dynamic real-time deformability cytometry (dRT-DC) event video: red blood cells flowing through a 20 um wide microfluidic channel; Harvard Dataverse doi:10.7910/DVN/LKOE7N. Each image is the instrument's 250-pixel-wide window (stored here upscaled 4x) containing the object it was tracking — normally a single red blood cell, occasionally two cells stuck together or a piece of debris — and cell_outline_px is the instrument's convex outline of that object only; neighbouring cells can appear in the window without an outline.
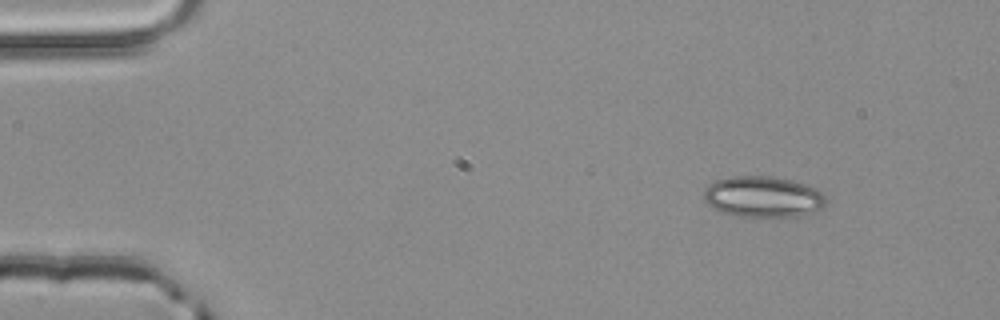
{"species": "common noctule bat (a hibernating species)", "species_latin": "Nyctalus noctula", "temperature_condition": "room temperature", "stored_images_in_passage": 4, "segment_of_instrument_passage": [1, 2], "camera_frame_rate_fps": 3000, "um_per_image_px": 0.085, "animal": {"sex": "male", "body_mass_g": 20.4}, "frame": {"image": 1, "passage_image": 1, "time_ms": 0.0, "image_size_px": [1000, 320], "cell_outline_px": [[824, 204], [820, 208], [812, 212], [800, 216], [740, 216], [724, 212], [708, 204], [704, 200], [704, 188], [708, 184], [716, 180], [732, 176], [768, 176], [788, 180], [804, 184], [816, 188], [824, 196]], "centroid_in_image_um": [64.82, 16.71], "position_along_channel_um": 20.2, "area_um2": 28.67}}